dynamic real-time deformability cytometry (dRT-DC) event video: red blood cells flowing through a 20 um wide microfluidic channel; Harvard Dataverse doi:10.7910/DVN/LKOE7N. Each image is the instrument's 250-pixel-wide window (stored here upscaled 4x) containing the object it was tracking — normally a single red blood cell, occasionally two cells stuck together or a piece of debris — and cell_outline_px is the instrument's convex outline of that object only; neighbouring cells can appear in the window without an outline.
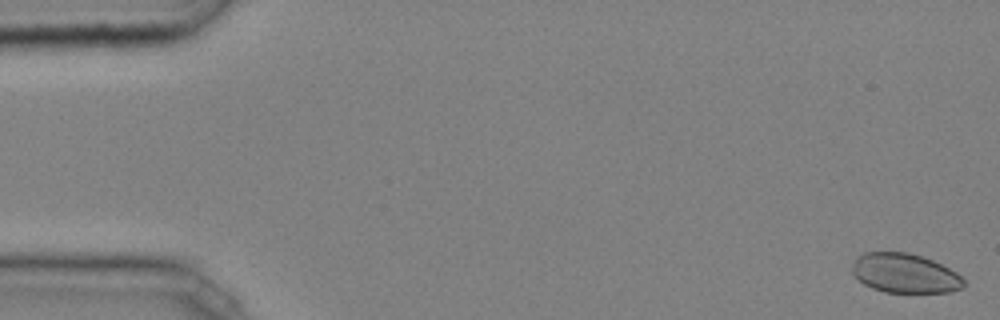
{"species": "common noctule bat (a hibernating species)", "species_latin": "Nyctalus noctula", "temperature_condition": "cold", "stored_images_in_passage": 47, "camera_frame_rate_fps": 3000, "um_per_image_px": 0.085, "animal": {"sex": "male", "body_mass_g": 20.4}, "frame": {"image": 1, "passage_image": 1, "time_ms": 0.0, "image_size_px": [1000, 320], "cell_outline_px": [[964, 288], [952, 292], [884, 292], [872, 288], [864, 284], [852, 272], [852, 264], [856, 256], [864, 252], [908, 252], [932, 260], [956, 272], [964, 280]], "centroid_in_image_um": [76.9, 23.23], "position_along_channel_um": 8.1, "area_um2": 25.61}}
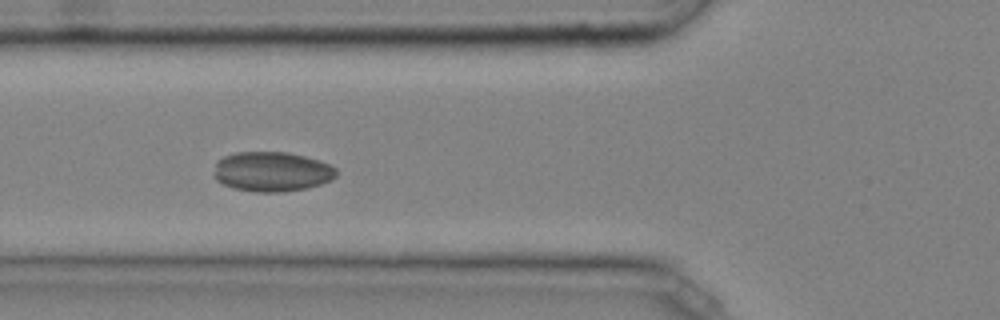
{"frame": {"image": 2, "passage_image": 18, "time_ms": 5.667, "image_size_px": [1000, 320], "cell_outline_px": [[336, 176], [332, 180], [308, 188], [284, 192], [256, 192], [232, 188], [216, 180], [212, 176], [216, 160], [224, 156], [236, 152], [288, 152], [304, 156], [328, 164], [336, 168]], "centroid_in_image_um": [23.07, 14.59], "position_along_channel_um": 102.7, "area_um2": 28.61}}
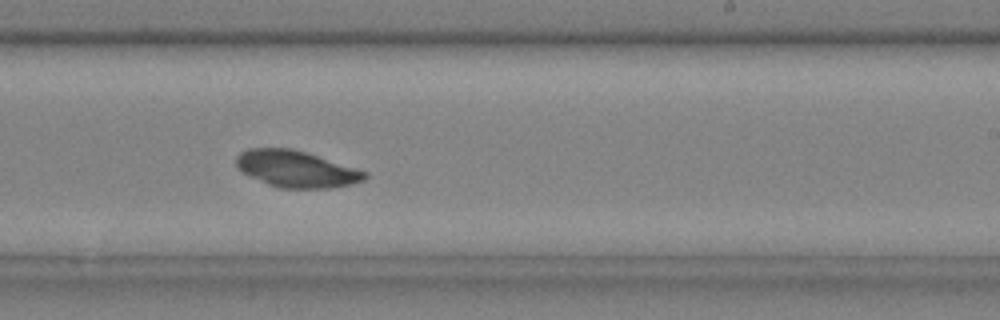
{"frame": {"image": 3, "passage_image": 30, "time_ms": 9.667, "image_size_px": [1000, 320], "cell_outline_px": [[368, 176], [364, 180], [352, 184], [332, 188], [280, 188], [268, 184], [248, 176], [236, 168], [236, 156], [240, 152], [248, 148], [292, 148], [308, 152], [368, 172]], "centroid_in_image_um": [25.17, 14.36], "position_along_channel_um": 263.8, "area_um2": 27.74}, "authors_computed_cell_mechanics": {"area_um2": 27.3972, "velocity_mm_per_s": 4.0327, "shape_relaxation_time_tau1_ms": null, "shape_relaxation_time_tau2_ms": 2.8509, "deformation_change_tau1": null, "deformation_change_tau2": 0.0344}}